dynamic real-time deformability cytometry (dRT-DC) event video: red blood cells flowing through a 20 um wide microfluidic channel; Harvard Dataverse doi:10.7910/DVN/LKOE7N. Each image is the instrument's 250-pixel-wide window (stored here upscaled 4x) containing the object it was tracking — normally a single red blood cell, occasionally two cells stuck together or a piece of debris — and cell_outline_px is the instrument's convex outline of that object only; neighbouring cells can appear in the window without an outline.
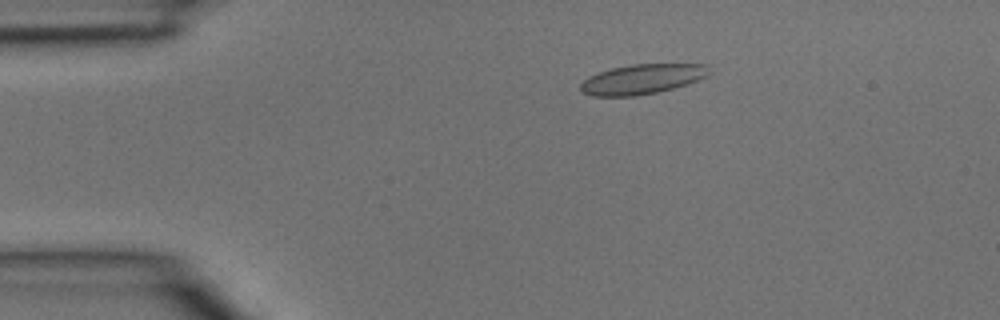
{"species": "common noctule bat (a hibernating species)", "species_latin": "Nyctalus noctula", "temperature_condition": "room temperature", "stored_images_in_passage": 2, "camera_frame_rate_fps": 3000, "um_per_image_px": 0.085, "animal": {"sex": "male", "body_mass_g": 15.6}, "frame": {"image": 1, "passage_image": 1, "time_ms": 0.0, "image_size_px": [1000, 320], "cell_outline_px": [[708, 76], [672, 88], [656, 92], [636, 96], [592, 96], [580, 92], [580, 84], [588, 76], [612, 68], [632, 64], [708, 64]], "centroid_in_image_um": [54.53, 6.73], "position_along_channel_um": 30.5, "area_um2": 22.2}}